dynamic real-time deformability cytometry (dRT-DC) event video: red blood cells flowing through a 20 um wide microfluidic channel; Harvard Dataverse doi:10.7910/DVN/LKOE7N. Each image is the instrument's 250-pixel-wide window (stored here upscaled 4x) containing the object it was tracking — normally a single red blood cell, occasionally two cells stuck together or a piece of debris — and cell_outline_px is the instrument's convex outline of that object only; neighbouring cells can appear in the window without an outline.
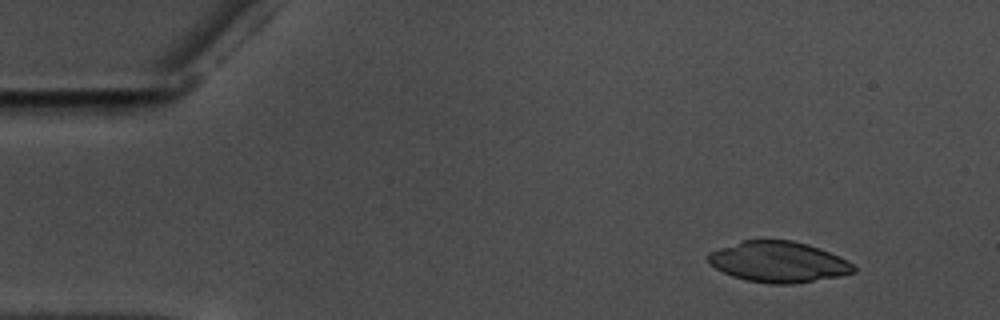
{"species": "common noctule bat (a hibernating species)", "species_latin": "Nyctalus noctula", "temperature_condition": "warm", "stored_images_in_passage": 16, "camera_frame_rate_fps": 3000, "um_per_image_px": 0.085, "animal": {"sex": "male", "body_mass_g": 17.5, "forearm_length_mm": 52.3}, "frame": {"image": 1, "passage_image": 5, "time_ms": 1.333, "image_size_px": [1000, 320], "cell_outline_px": [[856, 272], [840, 276], [792, 284], [768, 284], [748, 280], [732, 276], [716, 268], [708, 260], [708, 252], [740, 240], [792, 240], [808, 244], [820, 248], [852, 264], [856, 268]], "centroid_in_image_um": [66.14, 22.26], "position_along_channel_um": 18.9, "area_um2": 34.39}}